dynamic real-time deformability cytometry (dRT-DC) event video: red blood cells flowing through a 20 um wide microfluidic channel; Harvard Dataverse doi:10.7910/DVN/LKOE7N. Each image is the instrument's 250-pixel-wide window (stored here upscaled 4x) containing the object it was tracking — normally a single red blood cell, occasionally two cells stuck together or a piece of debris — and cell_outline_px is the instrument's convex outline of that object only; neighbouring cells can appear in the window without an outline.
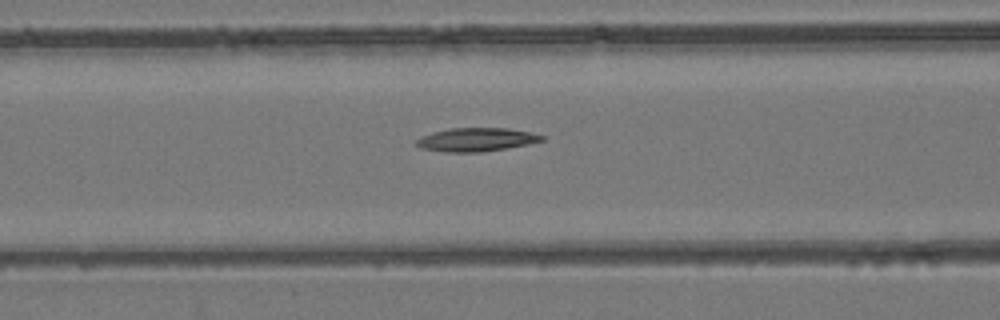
{"species": "common noctule bat (a hibernating species)", "species_latin": "Nyctalus noctula", "temperature_condition": "room temperature", "stored_images_in_passage": 45, "camera_frame_rate_fps": 3000, "um_per_image_px": 0.085, "animal": {"sex": "female", "body_mass_g": 24.6, "forearm_length_mm": 56.2}, "frame": {"image": 1, "passage_image": 14, "time_ms": 4.333, "image_size_px": [1000, 320], "cell_outline_px": [[544, 140], [528, 144], [480, 152], [444, 152], [420, 148], [416, 144], [416, 140], [420, 136], [432, 132], [448, 128], [508, 128], [528, 132], [544, 136]], "centroid_in_image_um": [40.42, 11.86], "position_along_channel_um": 126.2, "area_um2": 17.11}}
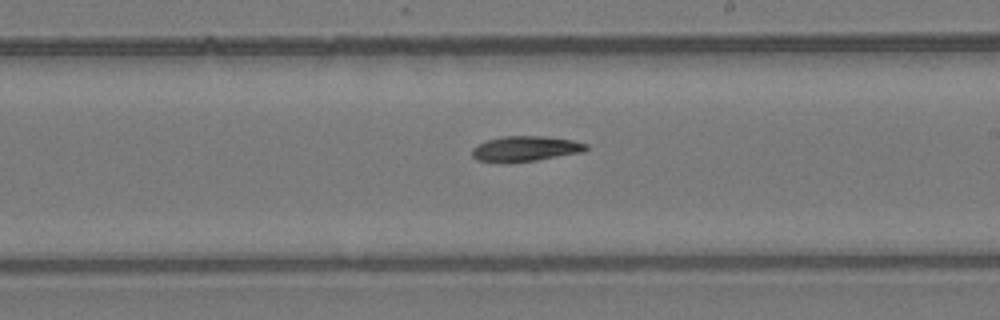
{"frame": {"image": 2, "passage_image": 23, "time_ms": 7.333, "image_size_px": [1000, 320], "cell_outline_px": [[588, 148], [584, 152], [536, 160], [504, 164], [476, 160], [472, 156], [472, 148], [488, 140], [500, 136], [544, 136], [572, 140], [588, 144]], "centroid_in_image_um": [44.64, 12.66], "position_along_channel_um": 244.4, "area_um2": 17.05}}
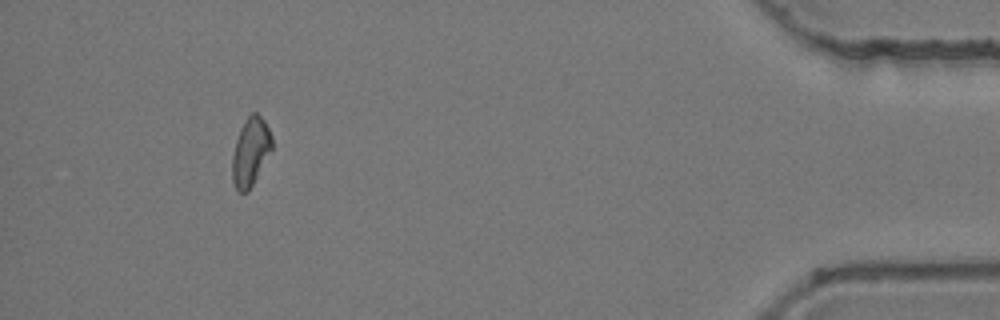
{"frame": {"image": 3, "passage_image": 41, "time_ms": 13.333, "image_size_px": [1000, 320], "cell_outline_px": [[272, 148], [248, 192], [236, 192], [232, 180], [232, 156], [236, 140], [240, 128], [248, 116], [252, 112], [256, 112], [264, 120], [272, 136]], "centroid_in_image_um": [21.27, 12.91], "position_along_channel_um": 413.9, "area_um2": 15.66}}